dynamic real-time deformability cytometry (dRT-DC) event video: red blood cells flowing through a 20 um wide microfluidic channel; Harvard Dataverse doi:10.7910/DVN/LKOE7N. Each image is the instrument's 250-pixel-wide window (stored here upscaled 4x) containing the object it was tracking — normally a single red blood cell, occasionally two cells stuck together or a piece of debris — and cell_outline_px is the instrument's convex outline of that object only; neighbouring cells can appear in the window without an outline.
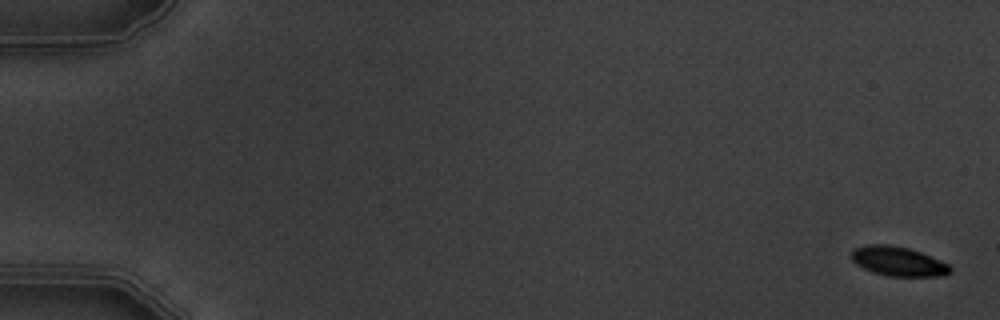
{"species": "common noctule bat (a hibernating species)", "species_latin": "Nyctalus noctula", "temperature_condition": "warm", "stored_images_in_passage": 7, "camera_frame_rate_fps": 3000, "um_per_image_px": 0.085, "animal": {"sex": "male", "body_mass_g": 19.5, "forearm_length_mm": 54.6}, "frame": {"image": 1, "passage_image": 1, "time_ms": 0.0, "image_size_px": [1000, 320], "cell_outline_px": [[952, 272], [944, 276], [888, 276], [872, 272], [856, 264], [852, 260], [852, 252], [856, 248], [868, 244], [888, 244], [908, 248], [920, 252], [948, 264], [952, 268]], "centroid_in_image_um": [76.36, 22.22], "position_along_channel_um": 8.6, "area_um2": 16.82}}
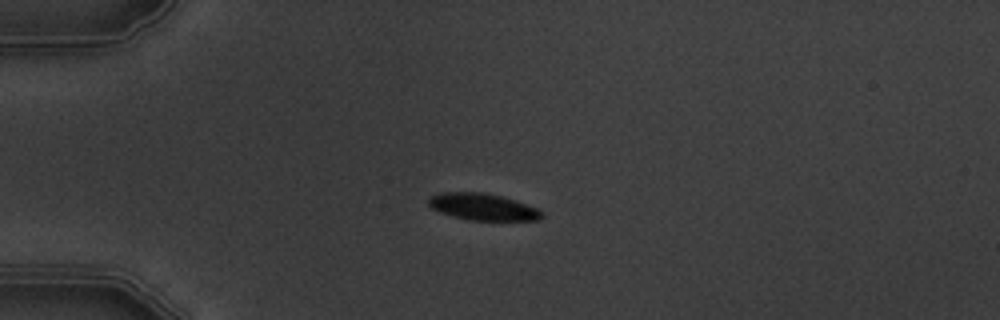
{"frame": {"image": 2, "passage_image": 5, "time_ms": 4.667, "image_size_px": [1000, 320], "cell_outline_px": [[544, 216], [540, 220], [468, 220], [452, 216], [440, 212], [432, 208], [428, 204], [428, 196], [440, 192], [484, 192], [504, 196], [516, 200], [536, 208]], "centroid_in_image_um": [41.0, 17.57], "position_along_channel_um": 44.0, "area_um2": 17.8}}